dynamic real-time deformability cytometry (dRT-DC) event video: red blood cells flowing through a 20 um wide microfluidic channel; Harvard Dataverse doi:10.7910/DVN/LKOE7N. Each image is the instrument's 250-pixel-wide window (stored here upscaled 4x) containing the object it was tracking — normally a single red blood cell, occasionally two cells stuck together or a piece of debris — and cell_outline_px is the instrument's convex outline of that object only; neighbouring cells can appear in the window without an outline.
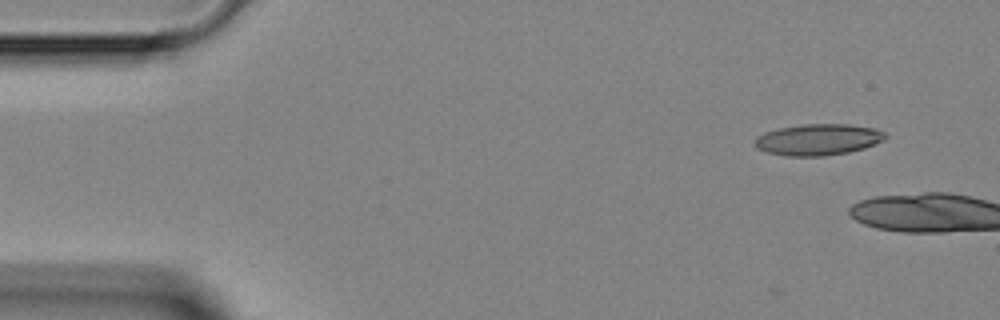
{"species": "Egyptian fruit bat (a non-hibernating species)", "species_latin": "Rousettus aegyptiacus", "temperature_condition": "room temperature", "stored_images_in_passage": 4, "camera_frame_rate_fps": 3000, "um_per_image_px": 0.085, "animal": {"sex": "female"}, "frame": {"image": 1, "passage_image": 1, "time_ms": 0.0, "image_size_px": [1000, 320], "cell_outline_px": [[888, 136], [884, 140], [864, 148], [848, 152], [824, 156], [788, 156], [768, 152], [756, 148], [756, 136], [764, 132], [780, 128], [804, 124], [848, 124], [876, 128], [884, 132]], "centroid_in_image_um": [69.57, 11.86], "position_along_channel_um": 15.4, "area_um2": 23.76}}